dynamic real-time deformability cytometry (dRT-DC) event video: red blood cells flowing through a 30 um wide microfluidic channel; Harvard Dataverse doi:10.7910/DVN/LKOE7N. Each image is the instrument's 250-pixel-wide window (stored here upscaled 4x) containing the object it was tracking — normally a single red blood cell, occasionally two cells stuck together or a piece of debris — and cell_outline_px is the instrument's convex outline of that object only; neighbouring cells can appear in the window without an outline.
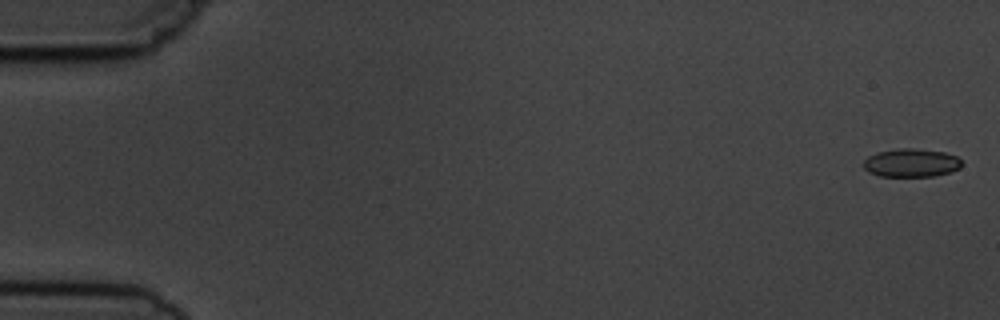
{"species": "common noctule bat (a hibernating species)", "species_latin": "Nyctalus noctula", "temperature_condition": "cold", "stored_images_in_passage": 6, "camera_frame_rate_fps": 3000, "um_per_image_px": 0.085, "animal": {"sex": "male", "body_mass_g": 19.5, "forearm_length_mm": 54.6}, "frame": {"image": 1, "passage_image": 1, "time_ms": 0.0, "image_size_px": [1000, 320], "cell_outline_px": [[960, 168], [936, 176], [880, 176], [868, 172], [864, 168], [864, 160], [868, 156], [876, 152], [896, 148], [912, 148], [944, 152], [956, 156], [960, 160]], "centroid_in_image_um": [77.41, 13.83], "position_along_channel_um": 7.6, "area_um2": 16.18}}
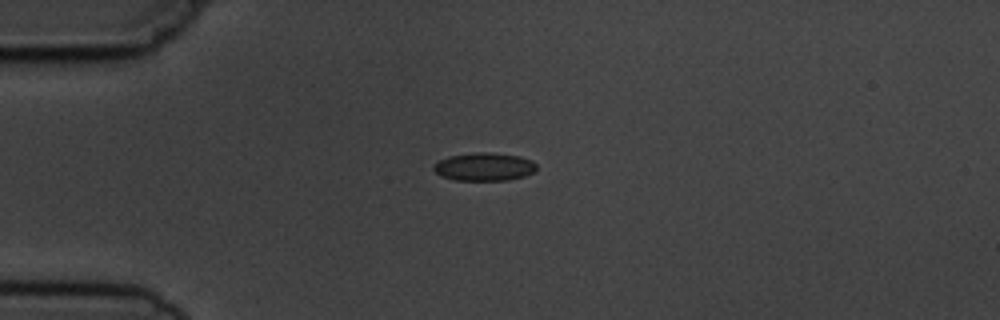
{"frame": {"image": 2, "passage_image": 4, "time_ms": 4.333, "image_size_px": [1000, 320], "cell_outline_px": [[536, 172], [524, 176], [508, 180], [456, 180], [440, 176], [432, 168], [432, 164], [448, 156], [476, 152], [488, 152], [520, 156], [532, 160], [536, 164]], "centroid_in_image_um": [41.16, 14.17], "position_along_channel_um": 43.8, "area_um2": 16.99}}
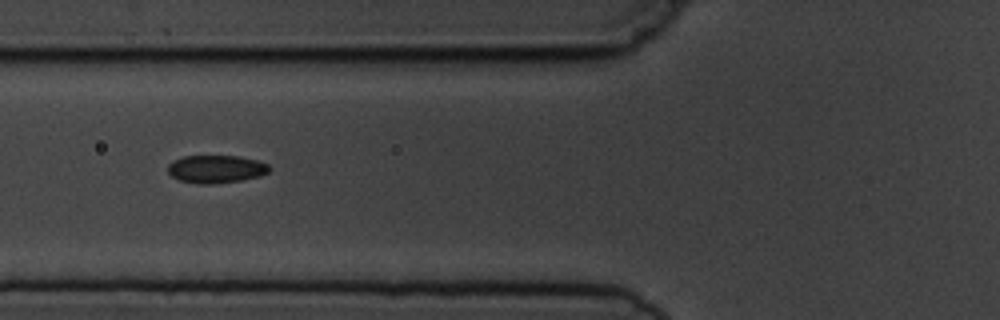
{"frame": {"image": 3, "passage_image": 6, "time_ms": 6.667, "image_size_px": [1000, 320], "cell_outline_px": [[272, 168], [268, 172], [260, 176], [240, 180], [212, 184], [200, 184], [180, 180], [172, 176], [168, 172], [168, 164], [172, 160], [184, 156], [236, 156], [256, 160], [268, 164]], "centroid_in_image_um": [18.36, 14.36], "position_along_channel_um": 107.4, "area_um2": 16.42}}